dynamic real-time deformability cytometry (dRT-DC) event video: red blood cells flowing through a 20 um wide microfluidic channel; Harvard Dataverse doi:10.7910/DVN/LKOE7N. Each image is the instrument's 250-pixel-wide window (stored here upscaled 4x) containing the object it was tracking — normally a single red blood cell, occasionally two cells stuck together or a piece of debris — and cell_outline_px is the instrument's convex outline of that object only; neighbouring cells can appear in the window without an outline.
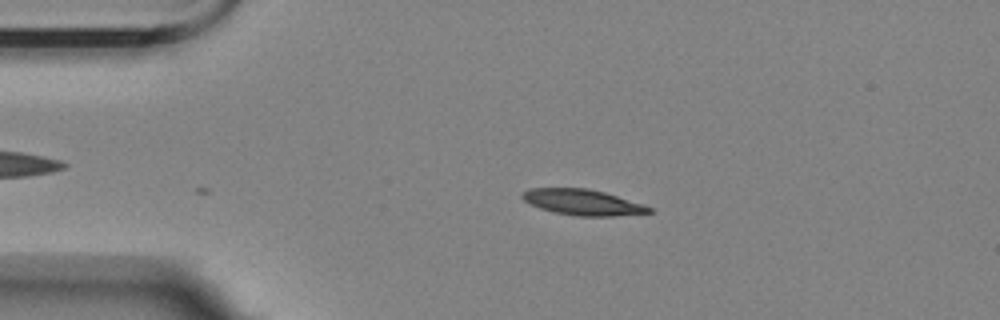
{"species": "Egyptian fruit bat (a non-hibernating species)", "species_latin": "Rousettus aegyptiacus", "temperature_condition": "room temperature", "stored_images_in_passage": 4, "camera_frame_rate_fps": 3000, "um_per_image_px": 0.085, "animal": {"sex": "female"}, "frame": {"image": 1, "passage_image": 4, "time_ms": 1.0, "image_size_px": [1000, 320], "cell_outline_px": [[652, 212], [616, 216], [576, 216], [552, 212], [540, 208], [524, 200], [520, 196], [528, 188], [588, 188], [604, 192], [644, 204], [652, 208]], "centroid_in_image_um": [49.53, 17.19], "position_along_channel_um": 35.5, "area_um2": 19.02}}